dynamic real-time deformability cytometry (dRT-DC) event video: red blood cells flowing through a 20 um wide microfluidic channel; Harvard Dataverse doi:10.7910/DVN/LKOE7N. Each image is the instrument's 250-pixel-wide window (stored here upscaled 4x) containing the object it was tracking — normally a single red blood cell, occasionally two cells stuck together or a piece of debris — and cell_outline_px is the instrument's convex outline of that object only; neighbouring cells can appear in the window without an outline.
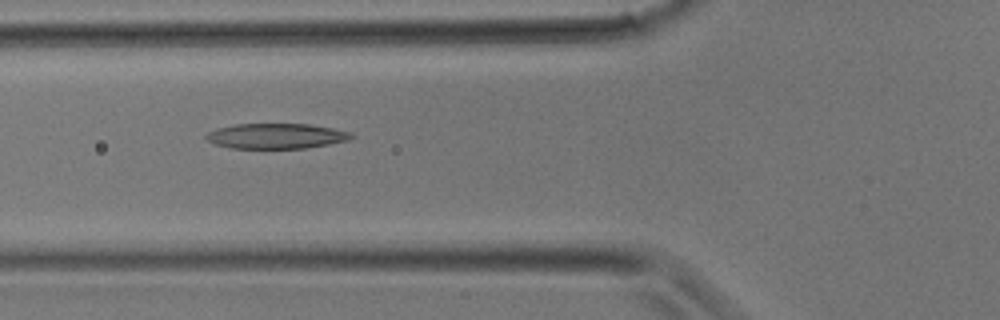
{"species": "common noctule bat (a hibernating species)", "species_latin": "Nyctalus noctula", "temperature_condition": "room temperature", "stored_images_in_passage": 26, "camera_frame_rate_fps": 3000, "um_per_image_px": 0.085, "animal": {"sex": "male", "body_mass_g": 17.9}, "frame": {"image": 1, "passage_image": 5, "time_ms": 1.333, "image_size_px": [1000, 320], "cell_outline_px": [[356, 136], [348, 140], [328, 144], [304, 148], [228, 148], [216, 144], [208, 140], [204, 136], [208, 132], [216, 128], [236, 124], [308, 124], [332, 128], [352, 132]], "centroid_in_image_um": [23.48, 11.56], "position_along_channel_um": 102.3, "area_um2": 21.33}}
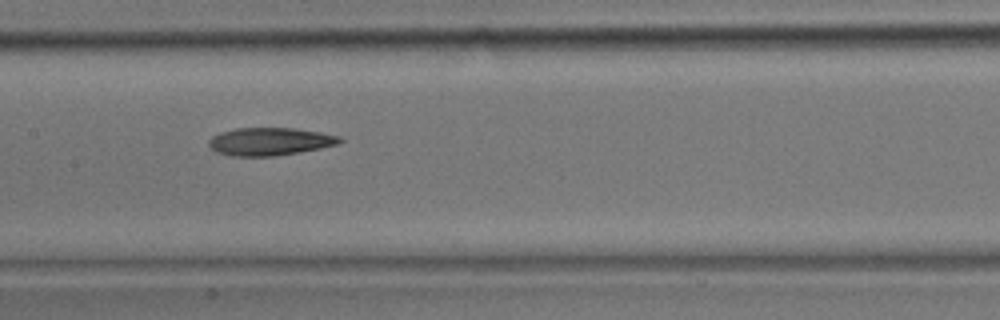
{"frame": {"image": 2, "passage_image": 9, "time_ms": 2.667, "image_size_px": [1000, 320], "cell_outline_px": [[344, 140], [340, 144], [300, 152], [272, 156], [232, 156], [216, 152], [208, 144], [208, 140], [212, 136], [220, 132], [236, 128], [292, 128], [320, 132], [340, 136]], "centroid_in_image_um": [22.95, 12.03], "position_along_channel_um": 184.5, "area_um2": 21.27}}
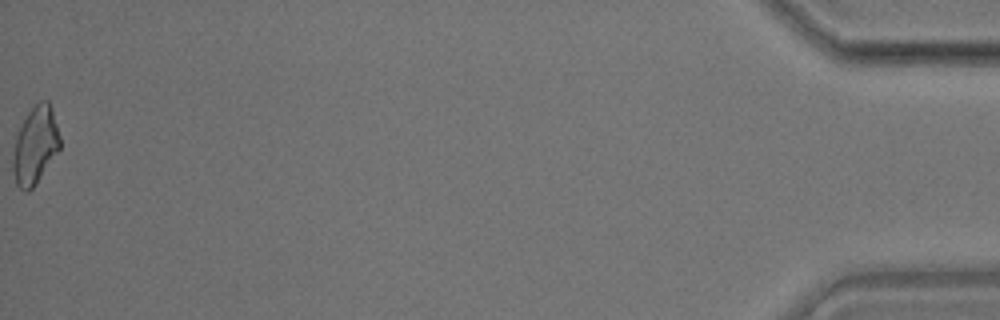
{"frame": {"image": 3, "passage_image": 26, "time_ms": 8.333, "image_size_px": [1000, 320], "cell_outline_px": [[60, 148], [36, 184], [28, 192], [24, 192], [16, 184], [12, 172], [12, 156], [16, 136], [28, 112], [40, 100], [48, 100], [60, 136]], "centroid_in_image_um": [2.97, 12.4], "position_along_channel_um": 432.2, "area_um2": 21.04}}